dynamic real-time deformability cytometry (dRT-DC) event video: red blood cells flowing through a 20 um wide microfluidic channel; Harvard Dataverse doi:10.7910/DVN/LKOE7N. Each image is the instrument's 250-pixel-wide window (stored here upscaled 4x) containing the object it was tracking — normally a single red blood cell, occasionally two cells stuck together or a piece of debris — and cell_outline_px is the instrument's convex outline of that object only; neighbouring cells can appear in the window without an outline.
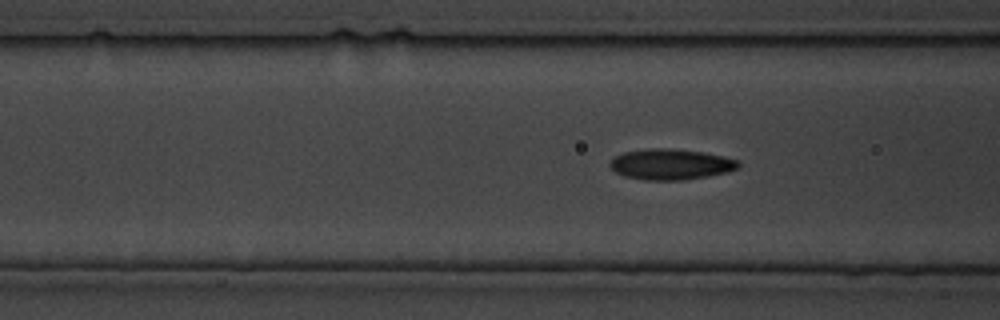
{"species": "common noctule bat (a hibernating species)", "species_latin": "Nyctalus noctula", "temperature_condition": "cold", "stored_images_in_passage": 93, "camera_frame_rate_fps": 3000, "um_per_image_px": 0.085, "animal": {"sex": "male", "body_mass_g": 19.5, "forearm_length_mm": 54.6}, "frame": {"image": 1, "passage_image": 16, "time_ms": 5.0, "image_size_px": [1000, 320], "cell_outline_px": [[740, 168], [728, 172], [708, 176], [684, 180], [644, 180], [624, 176], [616, 172], [608, 164], [616, 156], [624, 152], [648, 148], [668, 148], [704, 152], [724, 156], [740, 160]], "centroid_in_image_um": [57.06, 13.96], "position_along_channel_um": 109.5, "area_um2": 23.18}}
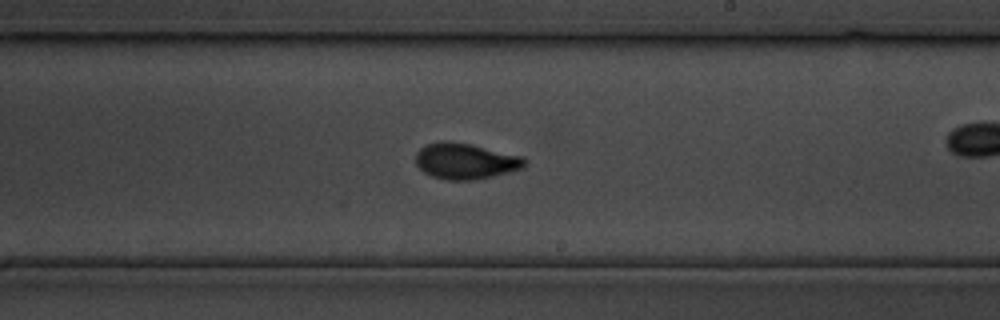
{"frame": {"image": 2, "passage_image": 42, "time_ms": 13.667, "image_size_px": [1000, 320], "cell_outline_px": [[528, 164], [524, 168], [492, 176], [472, 180], [448, 180], [432, 176], [424, 172], [416, 164], [416, 152], [420, 148], [428, 144], [440, 140], [448, 140], [472, 144], [524, 156], [528, 160]], "centroid_in_image_um": [39.6, 13.67], "position_along_channel_um": 249.4, "area_um2": 23.12}}
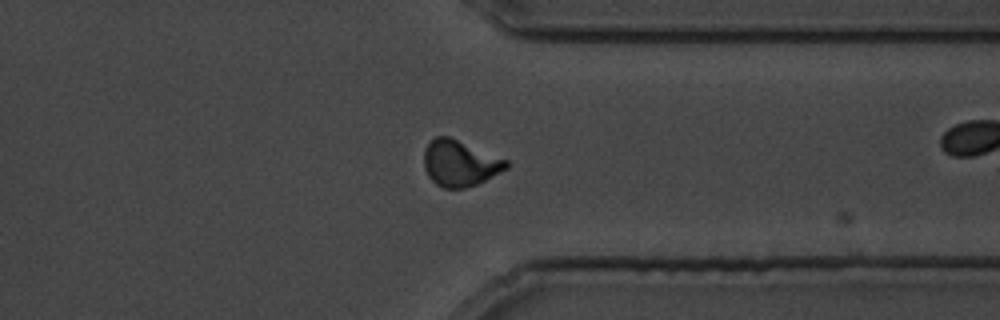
{"frame": {"image": 3, "passage_image": 65, "time_ms": 21.333, "image_size_px": [1000, 320], "cell_outline_px": [[508, 168], [476, 184], [464, 188], [444, 188], [436, 184], [428, 176], [424, 168], [424, 148], [436, 136], [448, 136], [508, 160]], "centroid_in_image_um": [39.07, 13.87], "position_along_channel_um": 372.3, "area_um2": 21.85}}